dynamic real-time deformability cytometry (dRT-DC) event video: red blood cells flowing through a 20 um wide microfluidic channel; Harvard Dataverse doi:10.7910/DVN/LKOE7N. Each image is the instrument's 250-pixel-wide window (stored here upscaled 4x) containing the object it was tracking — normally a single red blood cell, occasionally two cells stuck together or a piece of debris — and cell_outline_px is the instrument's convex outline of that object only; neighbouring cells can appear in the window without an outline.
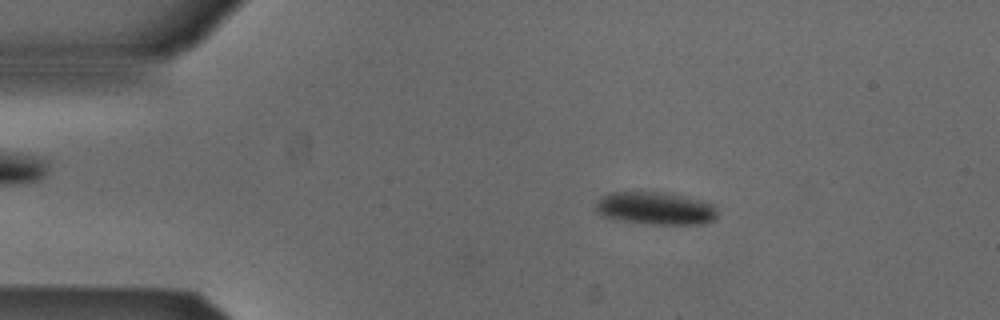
{"species": "Egyptian fruit bat (a non-hibernating species)", "species_latin": "Rousettus aegyptiacus", "temperature_condition": "cold", "stored_images_in_passage": 43, "camera_frame_rate_fps": 3000, "um_per_image_px": 0.085, "animal": {"sex": "male"}, "frame": {"image": 1, "passage_image": 9, "time_ms": 2.667, "image_size_px": [1000, 320], "cell_outline_px": [[716, 216], [712, 220], [700, 224], [652, 224], [624, 220], [600, 216], [596, 212], [596, 204], [600, 196], [608, 192], [660, 192], [700, 200], [712, 204], [716, 208]], "centroid_in_image_um": [55.65, 17.7], "position_along_channel_um": 29.3, "area_um2": 22.89}}
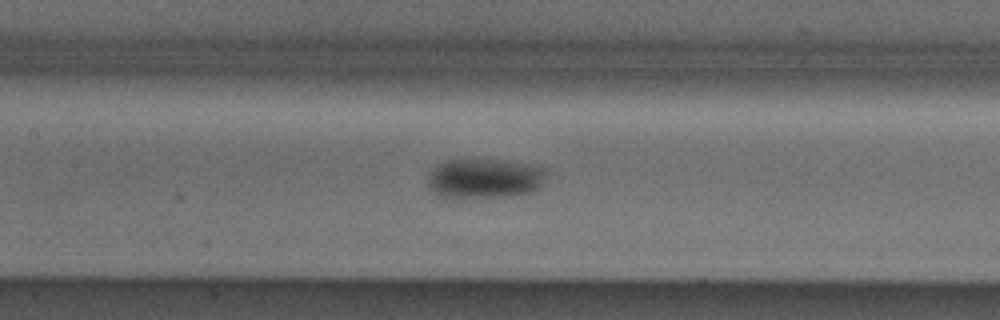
{"frame": {"image": 2, "passage_image": 24, "time_ms": 7.667, "image_size_px": [1000, 320], "cell_outline_px": [[544, 176], [540, 184], [536, 188], [528, 192], [504, 196], [436, 196], [428, 184], [428, 180], [436, 164], [448, 160], [504, 160], [532, 164], [544, 168]], "centroid_in_image_um": [41.16, 15.13], "position_along_channel_um": 166.2, "area_um2": 26.59}}
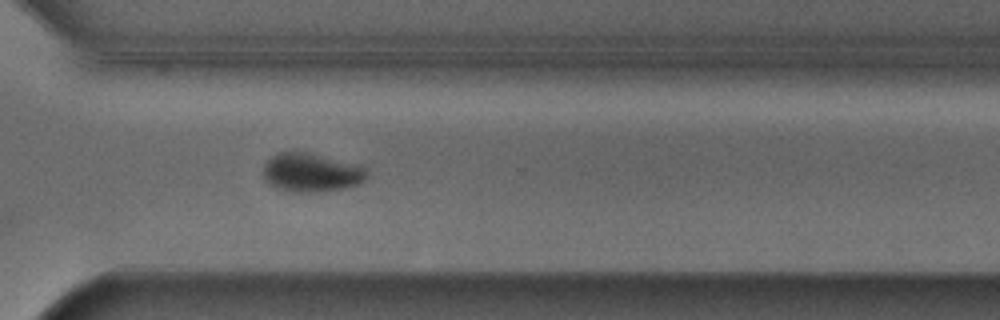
{"frame": {"image": 3, "passage_image": 38, "time_ms": 12.333, "image_size_px": [1000, 320], "cell_outline_px": [[368, 176], [360, 184], [344, 188], [316, 192], [296, 192], [276, 188], [264, 180], [264, 164], [272, 156], [280, 152], [304, 152], [360, 164], [368, 172]], "centroid_in_image_um": [26.48, 14.67], "position_along_channel_um": 344.1, "area_um2": 23.35}, "authors_computed_cell_mechanics": {"area_um2": 24.7384, "velocity_mm_per_s": 3.8168, "shape_relaxation_time_tau1_ms": 2.1878, "shape_relaxation_time_tau2_ms": null, "deformation_change_tau1": 0.0867, "deformation_change_tau2": null}}